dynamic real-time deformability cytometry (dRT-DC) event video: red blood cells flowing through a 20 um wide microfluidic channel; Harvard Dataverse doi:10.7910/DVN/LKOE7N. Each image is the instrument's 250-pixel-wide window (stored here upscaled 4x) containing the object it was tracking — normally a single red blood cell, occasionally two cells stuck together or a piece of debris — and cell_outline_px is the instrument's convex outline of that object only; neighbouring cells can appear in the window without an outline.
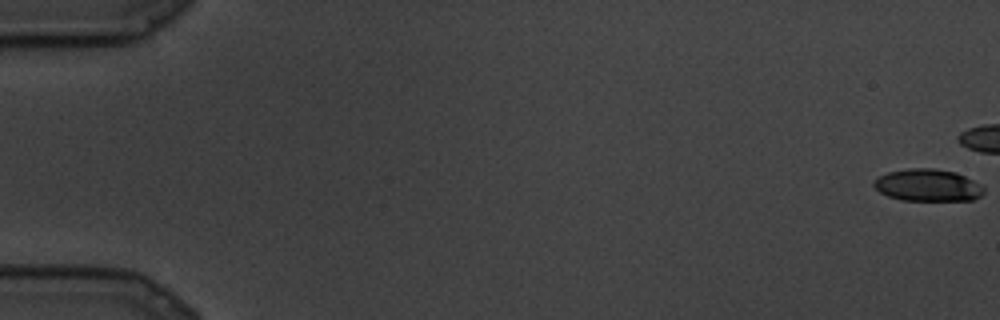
{"species": "common noctule bat (a hibernating species)", "species_latin": "Nyctalus noctula", "temperature_condition": "cold", "stored_images_in_passage": 45, "camera_frame_rate_fps": 3000, "um_per_image_px": 0.085, "animal": {"sex": "male", "body_mass_g": 19.5, "forearm_length_mm": 54.6}, "frame": {"image": 1, "passage_image": 1, "time_ms": 0.0, "image_size_px": [1000, 320], "cell_outline_px": [[984, 192], [980, 196], [972, 200], [900, 200], [888, 196], [880, 192], [872, 184], [872, 180], [888, 172], [908, 168], [932, 168], [956, 172], [980, 184], [984, 188]], "centroid_in_image_um": [78.84, 15.74], "position_along_channel_um": 6.2, "area_um2": 20.58}}
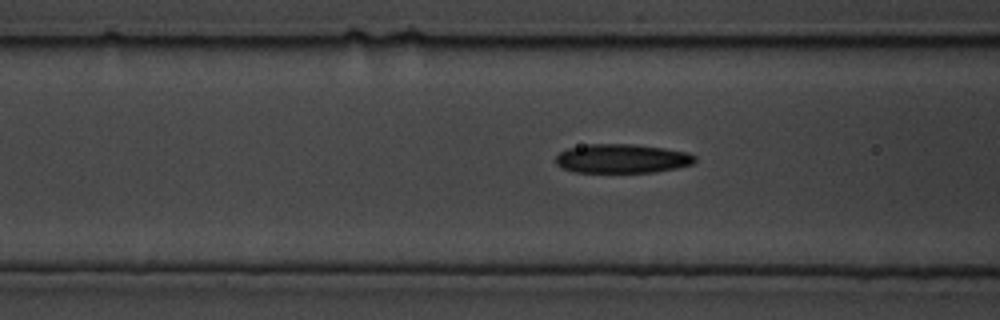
{"frame": {"image": 2, "passage_image": 37, "time_ms": 12.0, "image_size_px": [1000, 320], "cell_outline_px": [[696, 160], [692, 164], [676, 168], [656, 172], [576, 172], [560, 168], [556, 164], [556, 156], [560, 152], [568, 148], [588, 144], [632, 144], [664, 148], [688, 152], [696, 156]], "centroid_in_image_um": [52.87, 13.48], "position_along_channel_um": 113.7, "area_um2": 23.64}}
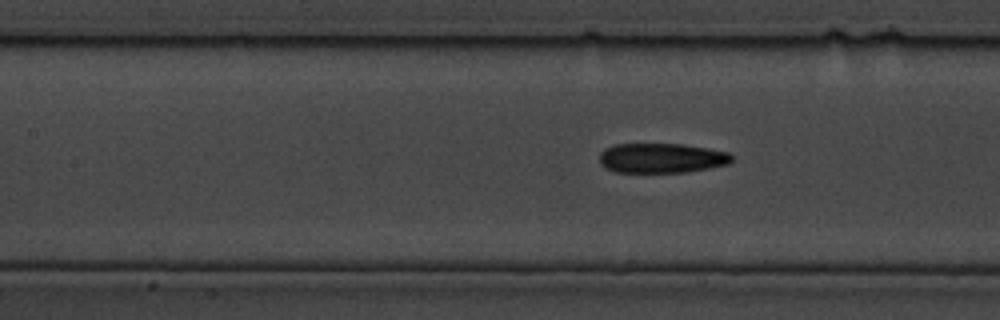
{"frame": {"image": 3, "passage_image": 42, "time_ms": 13.667, "image_size_px": [1000, 320], "cell_outline_px": [[732, 160], [728, 164], [708, 168], [684, 172], [616, 172], [604, 168], [600, 164], [600, 152], [604, 148], [616, 144], [684, 144], [708, 148], [728, 152], [732, 156]], "centroid_in_image_um": [56.2, 13.43], "position_along_channel_um": 151.2, "area_um2": 23.0}}